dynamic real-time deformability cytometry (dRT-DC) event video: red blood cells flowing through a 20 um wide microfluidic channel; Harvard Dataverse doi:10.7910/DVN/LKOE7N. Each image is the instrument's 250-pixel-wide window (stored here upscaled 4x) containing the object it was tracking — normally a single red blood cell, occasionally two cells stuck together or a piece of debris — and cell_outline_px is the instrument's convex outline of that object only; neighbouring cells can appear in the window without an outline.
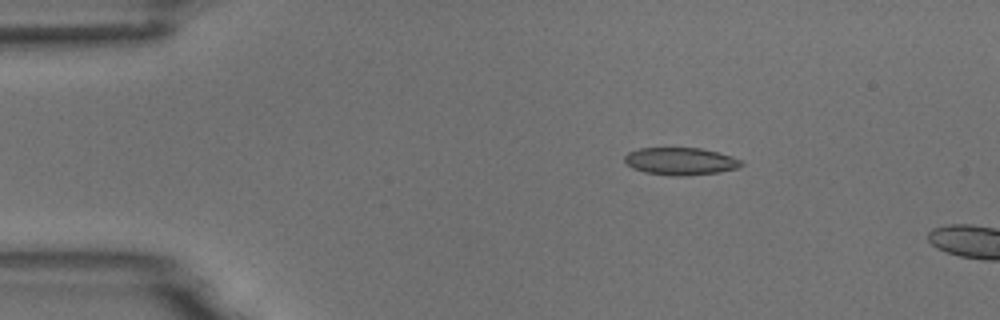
{"species": "common noctule bat (a hibernating species)", "species_latin": "Nyctalus noctula", "temperature_condition": "room temperature", "stored_images_in_passage": 4, "camera_frame_rate_fps": 3000, "um_per_image_px": 0.085, "animal": {"sex": "male", "body_mass_g": 18.8}, "frame": {"image": 1, "passage_image": 3, "time_ms": 2.333, "image_size_px": [1000, 320], "cell_outline_px": [[744, 164], [736, 168], [720, 172], [684, 176], [672, 176], [644, 172], [632, 168], [624, 164], [624, 156], [628, 152], [640, 148], [700, 148], [732, 156], [740, 160]], "centroid_in_image_um": [57.79, 13.71], "position_along_channel_um": 27.2, "area_um2": 18.73}}